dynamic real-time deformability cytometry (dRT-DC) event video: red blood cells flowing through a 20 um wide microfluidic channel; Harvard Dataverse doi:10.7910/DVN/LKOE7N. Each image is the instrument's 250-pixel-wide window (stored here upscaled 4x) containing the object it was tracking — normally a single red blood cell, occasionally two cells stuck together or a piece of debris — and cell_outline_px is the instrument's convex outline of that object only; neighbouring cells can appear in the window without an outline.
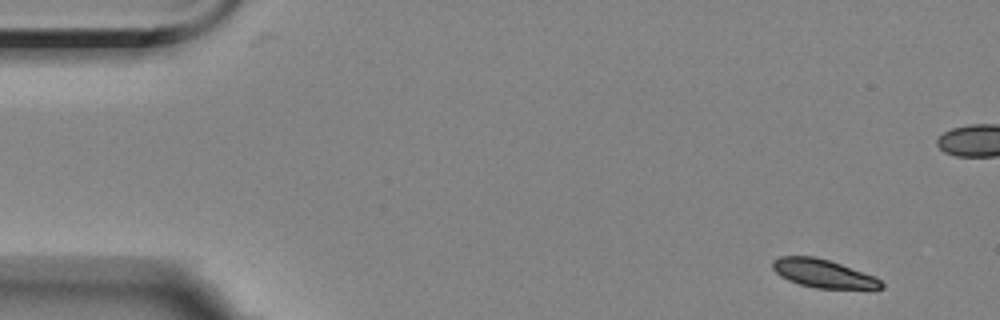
{"species": "Egyptian fruit bat (a non-hibernating species)", "species_latin": "Rousettus aegyptiacus", "temperature_condition": "room temperature", "stored_images_in_passage": 8, "camera_frame_rate_fps": 3000, "um_per_image_px": 0.085, "animal": {"sex": "female"}, "frame": {"image": 1, "passage_image": 1, "time_ms": 0.0, "image_size_px": [1000, 320], "cell_outline_px": [[884, 288], [816, 288], [800, 284], [788, 280], [780, 276], [772, 268], [772, 260], [780, 256], [816, 256], [876, 276], [884, 284]], "centroid_in_image_um": [69.95, 23.23], "position_along_channel_um": 15.1, "area_um2": 17.8}}
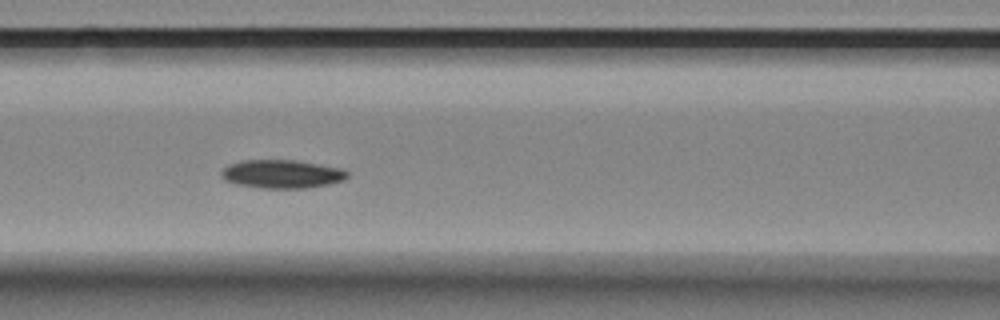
{"frame": {"image": 2, "passage_image": 7, "time_ms": 6.667, "image_size_px": [1000, 320], "cell_outline_px": [[348, 176], [344, 180], [328, 184], [308, 188], [260, 188], [236, 184], [224, 180], [220, 176], [220, 172], [228, 164], [240, 160], [296, 160], [344, 168], [348, 172]], "centroid_in_image_um": [23.95, 14.78], "position_along_channel_um": 142.6, "area_um2": 21.15}}